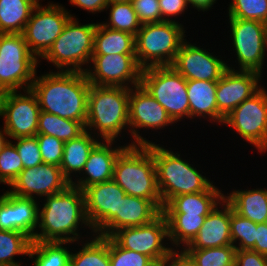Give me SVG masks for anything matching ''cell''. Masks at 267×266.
Here are the masks:
<instances>
[{
  "label": "cell",
  "mask_w": 267,
  "mask_h": 266,
  "mask_svg": "<svg viewBox=\"0 0 267 266\" xmlns=\"http://www.w3.org/2000/svg\"><path fill=\"white\" fill-rule=\"evenodd\" d=\"M135 54V36L107 28L97 22L94 33L93 55Z\"/></svg>",
  "instance_id": "f1b7e54d"
},
{
  "label": "cell",
  "mask_w": 267,
  "mask_h": 266,
  "mask_svg": "<svg viewBox=\"0 0 267 266\" xmlns=\"http://www.w3.org/2000/svg\"><path fill=\"white\" fill-rule=\"evenodd\" d=\"M99 141L98 137L85 130L78 137L64 142L60 168L70 183L82 172L90 151Z\"/></svg>",
  "instance_id": "4316f807"
},
{
  "label": "cell",
  "mask_w": 267,
  "mask_h": 266,
  "mask_svg": "<svg viewBox=\"0 0 267 266\" xmlns=\"http://www.w3.org/2000/svg\"><path fill=\"white\" fill-rule=\"evenodd\" d=\"M141 24L162 22L159 0H131Z\"/></svg>",
  "instance_id": "ee69618b"
},
{
  "label": "cell",
  "mask_w": 267,
  "mask_h": 266,
  "mask_svg": "<svg viewBox=\"0 0 267 266\" xmlns=\"http://www.w3.org/2000/svg\"><path fill=\"white\" fill-rule=\"evenodd\" d=\"M110 266H158L149 256L122 248L109 237Z\"/></svg>",
  "instance_id": "ab89813d"
},
{
  "label": "cell",
  "mask_w": 267,
  "mask_h": 266,
  "mask_svg": "<svg viewBox=\"0 0 267 266\" xmlns=\"http://www.w3.org/2000/svg\"><path fill=\"white\" fill-rule=\"evenodd\" d=\"M176 124L167 111L140 84L130 88L129 95V135L134 140L131 145H148L153 141L147 140L140 134L139 129L156 131L164 130ZM164 128V129H163Z\"/></svg>",
  "instance_id": "2e32d148"
},
{
  "label": "cell",
  "mask_w": 267,
  "mask_h": 266,
  "mask_svg": "<svg viewBox=\"0 0 267 266\" xmlns=\"http://www.w3.org/2000/svg\"><path fill=\"white\" fill-rule=\"evenodd\" d=\"M169 149L157 142L150 144L162 208L173 197L207 191L213 185V181L202 175L203 172L200 173L188 160H184L181 153Z\"/></svg>",
  "instance_id": "277c9868"
},
{
  "label": "cell",
  "mask_w": 267,
  "mask_h": 266,
  "mask_svg": "<svg viewBox=\"0 0 267 266\" xmlns=\"http://www.w3.org/2000/svg\"><path fill=\"white\" fill-rule=\"evenodd\" d=\"M39 201L8 190L0 195V230L20 231L31 239L38 227Z\"/></svg>",
  "instance_id": "7402d4cb"
},
{
  "label": "cell",
  "mask_w": 267,
  "mask_h": 266,
  "mask_svg": "<svg viewBox=\"0 0 267 266\" xmlns=\"http://www.w3.org/2000/svg\"><path fill=\"white\" fill-rule=\"evenodd\" d=\"M43 163L53 164L60 167L63 158L64 142L56 137L36 135Z\"/></svg>",
  "instance_id": "7bdbcfd3"
},
{
  "label": "cell",
  "mask_w": 267,
  "mask_h": 266,
  "mask_svg": "<svg viewBox=\"0 0 267 266\" xmlns=\"http://www.w3.org/2000/svg\"><path fill=\"white\" fill-rule=\"evenodd\" d=\"M23 169L22 160L9 140L0 152V184L10 186Z\"/></svg>",
  "instance_id": "60d3db41"
},
{
  "label": "cell",
  "mask_w": 267,
  "mask_h": 266,
  "mask_svg": "<svg viewBox=\"0 0 267 266\" xmlns=\"http://www.w3.org/2000/svg\"><path fill=\"white\" fill-rule=\"evenodd\" d=\"M113 180L127 195L151 200L162 211L150 144L128 145L116 159Z\"/></svg>",
  "instance_id": "5b68a950"
},
{
  "label": "cell",
  "mask_w": 267,
  "mask_h": 266,
  "mask_svg": "<svg viewBox=\"0 0 267 266\" xmlns=\"http://www.w3.org/2000/svg\"><path fill=\"white\" fill-rule=\"evenodd\" d=\"M39 0H0V34H22Z\"/></svg>",
  "instance_id": "f546056e"
},
{
  "label": "cell",
  "mask_w": 267,
  "mask_h": 266,
  "mask_svg": "<svg viewBox=\"0 0 267 266\" xmlns=\"http://www.w3.org/2000/svg\"><path fill=\"white\" fill-rule=\"evenodd\" d=\"M183 23L162 21L141 25L135 36V55L142 69L170 66L186 39Z\"/></svg>",
  "instance_id": "8992f818"
},
{
  "label": "cell",
  "mask_w": 267,
  "mask_h": 266,
  "mask_svg": "<svg viewBox=\"0 0 267 266\" xmlns=\"http://www.w3.org/2000/svg\"><path fill=\"white\" fill-rule=\"evenodd\" d=\"M142 70L135 54H110L93 55L85 73L91 85L132 88L140 85Z\"/></svg>",
  "instance_id": "9a60e30c"
},
{
  "label": "cell",
  "mask_w": 267,
  "mask_h": 266,
  "mask_svg": "<svg viewBox=\"0 0 267 266\" xmlns=\"http://www.w3.org/2000/svg\"><path fill=\"white\" fill-rule=\"evenodd\" d=\"M159 7L162 21H173L180 23L178 20H176V17L181 16V14H184V12H187L186 10L189 6L187 0H159ZM173 17L175 18L172 19Z\"/></svg>",
  "instance_id": "f6af8a7d"
},
{
  "label": "cell",
  "mask_w": 267,
  "mask_h": 266,
  "mask_svg": "<svg viewBox=\"0 0 267 266\" xmlns=\"http://www.w3.org/2000/svg\"><path fill=\"white\" fill-rule=\"evenodd\" d=\"M216 87L214 81L187 80L190 120L204 118L212 124H223L225 118L217 110Z\"/></svg>",
  "instance_id": "d4e9b609"
},
{
  "label": "cell",
  "mask_w": 267,
  "mask_h": 266,
  "mask_svg": "<svg viewBox=\"0 0 267 266\" xmlns=\"http://www.w3.org/2000/svg\"><path fill=\"white\" fill-rule=\"evenodd\" d=\"M235 63L238 71H251L263 75L267 51V24L261 21L228 18Z\"/></svg>",
  "instance_id": "8fae6325"
},
{
  "label": "cell",
  "mask_w": 267,
  "mask_h": 266,
  "mask_svg": "<svg viewBox=\"0 0 267 266\" xmlns=\"http://www.w3.org/2000/svg\"><path fill=\"white\" fill-rule=\"evenodd\" d=\"M6 91L2 88H0V119L2 117V114H3V102H4V98H5V95H6Z\"/></svg>",
  "instance_id": "f5cc1de1"
},
{
  "label": "cell",
  "mask_w": 267,
  "mask_h": 266,
  "mask_svg": "<svg viewBox=\"0 0 267 266\" xmlns=\"http://www.w3.org/2000/svg\"><path fill=\"white\" fill-rule=\"evenodd\" d=\"M85 130V126L81 122L40 111L38 134L50 135L67 142L78 137Z\"/></svg>",
  "instance_id": "836d02e7"
},
{
  "label": "cell",
  "mask_w": 267,
  "mask_h": 266,
  "mask_svg": "<svg viewBox=\"0 0 267 266\" xmlns=\"http://www.w3.org/2000/svg\"><path fill=\"white\" fill-rule=\"evenodd\" d=\"M111 237L122 248L149 256L158 266L175 252L167 242L168 226L162 213L148 224L119 229Z\"/></svg>",
  "instance_id": "5bb4252c"
},
{
  "label": "cell",
  "mask_w": 267,
  "mask_h": 266,
  "mask_svg": "<svg viewBox=\"0 0 267 266\" xmlns=\"http://www.w3.org/2000/svg\"><path fill=\"white\" fill-rule=\"evenodd\" d=\"M24 92V93H23ZM7 92L3 102V129L12 139L38 134L40 107L31 89Z\"/></svg>",
  "instance_id": "e0dca14e"
},
{
  "label": "cell",
  "mask_w": 267,
  "mask_h": 266,
  "mask_svg": "<svg viewBox=\"0 0 267 266\" xmlns=\"http://www.w3.org/2000/svg\"><path fill=\"white\" fill-rule=\"evenodd\" d=\"M230 65L227 63L228 69L217 81L216 87L217 110L224 118L244 100L254 95L262 87L260 83L263 82L260 74L238 71L235 70L237 67Z\"/></svg>",
  "instance_id": "ffe728a7"
},
{
  "label": "cell",
  "mask_w": 267,
  "mask_h": 266,
  "mask_svg": "<svg viewBox=\"0 0 267 266\" xmlns=\"http://www.w3.org/2000/svg\"><path fill=\"white\" fill-rule=\"evenodd\" d=\"M9 137L3 127H0V152L3 150V147L9 141Z\"/></svg>",
  "instance_id": "816d5d0a"
},
{
  "label": "cell",
  "mask_w": 267,
  "mask_h": 266,
  "mask_svg": "<svg viewBox=\"0 0 267 266\" xmlns=\"http://www.w3.org/2000/svg\"><path fill=\"white\" fill-rule=\"evenodd\" d=\"M214 184L203 192L173 197L162 208L163 215L207 216L224 199V193Z\"/></svg>",
  "instance_id": "cb8c5ba5"
},
{
  "label": "cell",
  "mask_w": 267,
  "mask_h": 266,
  "mask_svg": "<svg viewBox=\"0 0 267 266\" xmlns=\"http://www.w3.org/2000/svg\"><path fill=\"white\" fill-rule=\"evenodd\" d=\"M107 1H108V4H111V3L129 2L131 0H107Z\"/></svg>",
  "instance_id": "db71d44e"
},
{
  "label": "cell",
  "mask_w": 267,
  "mask_h": 266,
  "mask_svg": "<svg viewBox=\"0 0 267 266\" xmlns=\"http://www.w3.org/2000/svg\"><path fill=\"white\" fill-rule=\"evenodd\" d=\"M194 266H234L236 248L233 245L199 250H181Z\"/></svg>",
  "instance_id": "8d00e7d4"
},
{
  "label": "cell",
  "mask_w": 267,
  "mask_h": 266,
  "mask_svg": "<svg viewBox=\"0 0 267 266\" xmlns=\"http://www.w3.org/2000/svg\"><path fill=\"white\" fill-rule=\"evenodd\" d=\"M85 214L94 234L111 237L119 230V205L125 191L112 179L83 190Z\"/></svg>",
  "instance_id": "30bf717a"
},
{
  "label": "cell",
  "mask_w": 267,
  "mask_h": 266,
  "mask_svg": "<svg viewBox=\"0 0 267 266\" xmlns=\"http://www.w3.org/2000/svg\"><path fill=\"white\" fill-rule=\"evenodd\" d=\"M32 239L20 231L0 230V265H17L19 255L28 256Z\"/></svg>",
  "instance_id": "e575fe53"
},
{
  "label": "cell",
  "mask_w": 267,
  "mask_h": 266,
  "mask_svg": "<svg viewBox=\"0 0 267 266\" xmlns=\"http://www.w3.org/2000/svg\"><path fill=\"white\" fill-rule=\"evenodd\" d=\"M229 18L261 21L267 24V0H231Z\"/></svg>",
  "instance_id": "f35d334b"
},
{
  "label": "cell",
  "mask_w": 267,
  "mask_h": 266,
  "mask_svg": "<svg viewBox=\"0 0 267 266\" xmlns=\"http://www.w3.org/2000/svg\"><path fill=\"white\" fill-rule=\"evenodd\" d=\"M22 264H17V265H0V266H21Z\"/></svg>",
  "instance_id": "11a10c76"
},
{
  "label": "cell",
  "mask_w": 267,
  "mask_h": 266,
  "mask_svg": "<svg viewBox=\"0 0 267 266\" xmlns=\"http://www.w3.org/2000/svg\"><path fill=\"white\" fill-rule=\"evenodd\" d=\"M140 84L176 124L183 118L190 119L187 80L171 65L143 69Z\"/></svg>",
  "instance_id": "9c48e42d"
},
{
  "label": "cell",
  "mask_w": 267,
  "mask_h": 266,
  "mask_svg": "<svg viewBox=\"0 0 267 266\" xmlns=\"http://www.w3.org/2000/svg\"><path fill=\"white\" fill-rule=\"evenodd\" d=\"M96 28L97 22L79 24L78 18H71L41 59L52 63L58 71L85 73L93 56Z\"/></svg>",
  "instance_id": "52a82bcc"
},
{
  "label": "cell",
  "mask_w": 267,
  "mask_h": 266,
  "mask_svg": "<svg viewBox=\"0 0 267 266\" xmlns=\"http://www.w3.org/2000/svg\"><path fill=\"white\" fill-rule=\"evenodd\" d=\"M164 216L168 226L169 243L175 251L183 250L193 240L206 218L198 215Z\"/></svg>",
  "instance_id": "1f68e13d"
},
{
  "label": "cell",
  "mask_w": 267,
  "mask_h": 266,
  "mask_svg": "<svg viewBox=\"0 0 267 266\" xmlns=\"http://www.w3.org/2000/svg\"><path fill=\"white\" fill-rule=\"evenodd\" d=\"M39 63L22 34H0V88L6 92L29 90Z\"/></svg>",
  "instance_id": "ba28073f"
},
{
  "label": "cell",
  "mask_w": 267,
  "mask_h": 266,
  "mask_svg": "<svg viewBox=\"0 0 267 266\" xmlns=\"http://www.w3.org/2000/svg\"><path fill=\"white\" fill-rule=\"evenodd\" d=\"M109 10L108 21L102 22L107 28L123 31L136 36L141 28L136 12L133 9L131 1L121 3H111L106 7Z\"/></svg>",
  "instance_id": "d590c367"
},
{
  "label": "cell",
  "mask_w": 267,
  "mask_h": 266,
  "mask_svg": "<svg viewBox=\"0 0 267 266\" xmlns=\"http://www.w3.org/2000/svg\"><path fill=\"white\" fill-rule=\"evenodd\" d=\"M217 2V0H187V3L191 8L197 9L199 12H207L211 10L213 5Z\"/></svg>",
  "instance_id": "f907efd6"
},
{
  "label": "cell",
  "mask_w": 267,
  "mask_h": 266,
  "mask_svg": "<svg viewBox=\"0 0 267 266\" xmlns=\"http://www.w3.org/2000/svg\"><path fill=\"white\" fill-rule=\"evenodd\" d=\"M159 266H194L182 251H175Z\"/></svg>",
  "instance_id": "681fc988"
},
{
  "label": "cell",
  "mask_w": 267,
  "mask_h": 266,
  "mask_svg": "<svg viewBox=\"0 0 267 266\" xmlns=\"http://www.w3.org/2000/svg\"><path fill=\"white\" fill-rule=\"evenodd\" d=\"M71 18H76L63 5L40 2L34 7L22 35L31 53L39 60L48 52L54 41L61 35Z\"/></svg>",
  "instance_id": "7c38bea8"
},
{
  "label": "cell",
  "mask_w": 267,
  "mask_h": 266,
  "mask_svg": "<svg viewBox=\"0 0 267 266\" xmlns=\"http://www.w3.org/2000/svg\"><path fill=\"white\" fill-rule=\"evenodd\" d=\"M116 142L100 140L90 151L82 172L73 179L71 184L83 191L91 185L112 180L117 157L128 145H131L127 142L119 146L120 144L117 145Z\"/></svg>",
  "instance_id": "44dd1931"
},
{
  "label": "cell",
  "mask_w": 267,
  "mask_h": 266,
  "mask_svg": "<svg viewBox=\"0 0 267 266\" xmlns=\"http://www.w3.org/2000/svg\"><path fill=\"white\" fill-rule=\"evenodd\" d=\"M72 244L74 242L32 241L28 257L33 260V266H70Z\"/></svg>",
  "instance_id": "d6a6232c"
},
{
  "label": "cell",
  "mask_w": 267,
  "mask_h": 266,
  "mask_svg": "<svg viewBox=\"0 0 267 266\" xmlns=\"http://www.w3.org/2000/svg\"><path fill=\"white\" fill-rule=\"evenodd\" d=\"M256 231L257 223L238 215L231 206L230 234L236 250H251L255 246Z\"/></svg>",
  "instance_id": "74e56055"
},
{
  "label": "cell",
  "mask_w": 267,
  "mask_h": 266,
  "mask_svg": "<svg viewBox=\"0 0 267 266\" xmlns=\"http://www.w3.org/2000/svg\"><path fill=\"white\" fill-rule=\"evenodd\" d=\"M41 200L44 203L39 207L38 227L32 241L77 244L84 240L79 231L85 227L91 230L88 236L94 235L85 214L84 193L80 188L70 184L65 190Z\"/></svg>",
  "instance_id": "7a4b0ae2"
},
{
  "label": "cell",
  "mask_w": 267,
  "mask_h": 266,
  "mask_svg": "<svg viewBox=\"0 0 267 266\" xmlns=\"http://www.w3.org/2000/svg\"><path fill=\"white\" fill-rule=\"evenodd\" d=\"M251 250L267 256V225L265 222L257 224L256 242Z\"/></svg>",
  "instance_id": "c3c4849f"
},
{
  "label": "cell",
  "mask_w": 267,
  "mask_h": 266,
  "mask_svg": "<svg viewBox=\"0 0 267 266\" xmlns=\"http://www.w3.org/2000/svg\"><path fill=\"white\" fill-rule=\"evenodd\" d=\"M231 205L223 199L205 218L198 234L183 250H199L232 245Z\"/></svg>",
  "instance_id": "603a6c76"
},
{
  "label": "cell",
  "mask_w": 267,
  "mask_h": 266,
  "mask_svg": "<svg viewBox=\"0 0 267 266\" xmlns=\"http://www.w3.org/2000/svg\"><path fill=\"white\" fill-rule=\"evenodd\" d=\"M72 6L88 11V13L96 14L106 11L108 5L107 0H69Z\"/></svg>",
  "instance_id": "7dc6e473"
},
{
  "label": "cell",
  "mask_w": 267,
  "mask_h": 266,
  "mask_svg": "<svg viewBox=\"0 0 267 266\" xmlns=\"http://www.w3.org/2000/svg\"><path fill=\"white\" fill-rule=\"evenodd\" d=\"M70 184L59 166L42 163L23 169L11 183L8 191L20 197L38 200V197L43 199V197L57 194Z\"/></svg>",
  "instance_id": "ac0fdd59"
},
{
  "label": "cell",
  "mask_w": 267,
  "mask_h": 266,
  "mask_svg": "<svg viewBox=\"0 0 267 266\" xmlns=\"http://www.w3.org/2000/svg\"><path fill=\"white\" fill-rule=\"evenodd\" d=\"M90 85L84 72L52 70L36 74L30 89L37 96L41 111L85 126Z\"/></svg>",
  "instance_id": "6da1fadb"
},
{
  "label": "cell",
  "mask_w": 267,
  "mask_h": 266,
  "mask_svg": "<svg viewBox=\"0 0 267 266\" xmlns=\"http://www.w3.org/2000/svg\"><path fill=\"white\" fill-rule=\"evenodd\" d=\"M216 55L185 39L171 66L186 80L217 82L228 67L222 57Z\"/></svg>",
  "instance_id": "d6986e66"
},
{
  "label": "cell",
  "mask_w": 267,
  "mask_h": 266,
  "mask_svg": "<svg viewBox=\"0 0 267 266\" xmlns=\"http://www.w3.org/2000/svg\"><path fill=\"white\" fill-rule=\"evenodd\" d=\"M161 213L151 200L126 194L119 205V229L148 224Z\"/></svg>",
  "instance_id": "83f0119b"
},
{
  "label": "cell",
  "mask_w": 267,
  "mask_h": 266,
  "mask_svg": "<svg viewBox=\"0 0 267 266\" xmlns=\"http://www.w3.org/2000/svg\"><path fill=\"white\" fill-rule=\"evenodd\" d=\"M234 266H267V256L253 250H236Z\"/></svg>",
  "instance_id": "bcb514c9"
},
{
  "label": "cell",
  "mask_w": 267,
  "mask_h": 266,
  "mask_svg": "<svg viewBox=\"0 0 267 266\" xmlns=\"http://www.w3.org/2000/svg\"><path fill=\"white\" fill-rule=\"evenodd\" d=\"M77 244L81 247L72 250L70 266H110L109 237L94 234Z\"/></svg>",
  "instance_id": "4dcf8cb0"
},
{
  "label": "cell",
  "mask_w": 267,
  "mask_h": 266,
  "mask_svg": "<svg viewBox=\"0 0 267 266\" xmlns=\"http://www.w3.org/2000/svg\"><path fill=\"white\" fill-rule=\"evenodd\" d=\"M10 141L14 142L13 144L22 160L24 169L32 168L43 163L36 136L17 138Z\"/></svg>",
  "instance_id": "b9f144b4"
},
{
  "label": "cell",
  "mask_w": 267,
  "mask_h": 266,
  "mask_svg": "<svg viewBox=\"0 0 267 266\" xmlns=\"http://www.w3.org/2000/svg\"><path fill=\"white\" fill-rule=\"evenodd\" d=\"M224 199L238 215L257 224L267 218V188L238 189L224 195Z\"/></svg>",
  "instance_id": "484cf974"
},
{
  "label": "cell",
  "mask_w": 267,
  "mask_h": 266,
  "mask_svg": "<svg viewBox=\"0 0 267 266\" xmlns=\"http://www.w3.org/2000/svg\"><path fill=\"white\" fill-rule=\"evenodd\" d=\"M129 95L127 87L90 85L85 129L100 140H119L129 132Z\"/></svg>",
  "instance_id": "3957f363"
},
{
  "label": "cell",
  "mask_w": 267,
  "mask_h": 266,
  "mask_svg": "<svg viewBox=\"0 0 267 266\" xmlns=\"http://www.w3.org/2000/svg\"><path fill=\"white\" fill-rule=\"evenodd\" d=\"M224 126L236 131L258 153L267 151V89L262 86L254 95L234 108L224 119Z\"/></svg>",
  "instance_id": "4fadbf2b"
}]
</instances>
